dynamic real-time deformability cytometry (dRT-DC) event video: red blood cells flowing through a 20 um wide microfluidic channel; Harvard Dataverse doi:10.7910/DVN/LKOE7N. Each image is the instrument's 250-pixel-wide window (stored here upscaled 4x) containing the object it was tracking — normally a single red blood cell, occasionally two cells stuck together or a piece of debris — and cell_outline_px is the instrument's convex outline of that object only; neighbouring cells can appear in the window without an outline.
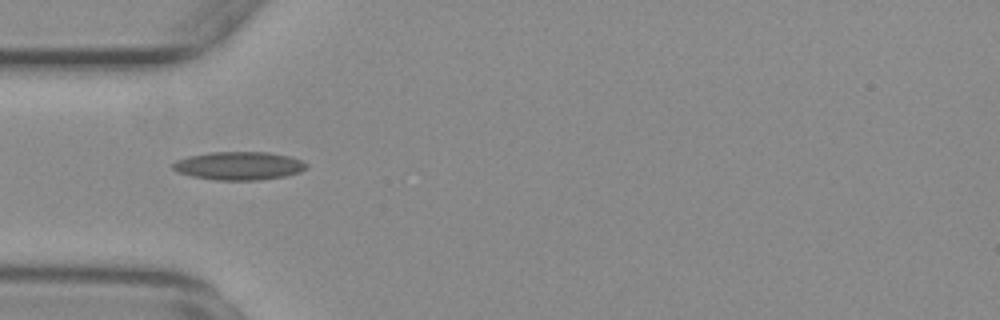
{"species": "common noctule bat (a hibernating species)", "species_latin": "Nyctalus noctula", "temperature_condition": "warm", "stored_images_in_passage": 31, "camera_frame_rate_fps": 3000, "um_per_image_px": 0.085, "animal": {"sex": "female", "body_mass_g": 29.2, "forearm_length_mm": 56.3}, "frame": {"image": 1, "passage_image": 1, "time_ms": 0.0, "image_size_px": [1000, 320], "cell_outline_px": [[296, 168], [288, 172], [268, 176], [208, 176], [196, 172], [208, 156], [272, 156]], "centroid_in_image_um": [20.69, 14.13], "position_along_channel_um": 64.3, "area_um2": 11.91}}
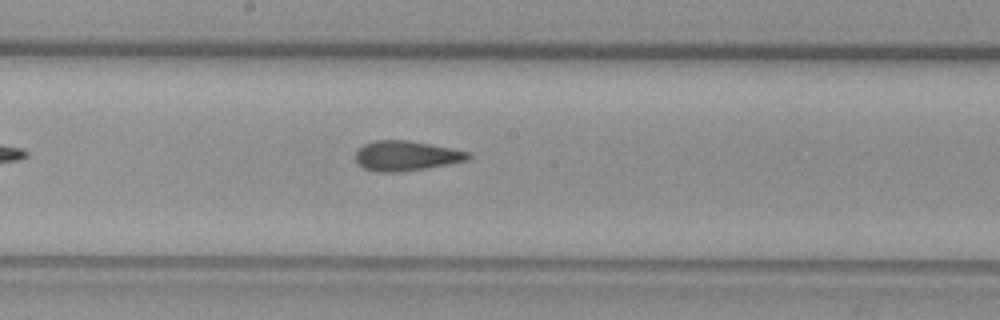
{"frame": {"image": 2, "passage_image": 13, "time_ms": 4.0, "image_size_px": [1000, 320], "cell_outline_px": [[464, 156], [452, 160], [432, 164], [400, 168], [372, 168], [364, 164], [360, 160], [360, 152], [364, 148], [376, 144], [412, 144], [460, 152]], "centroid_in_image_um": [34.39, 13.24], "position_along_channel_um": 213.8, "area_um2": 13.53}}
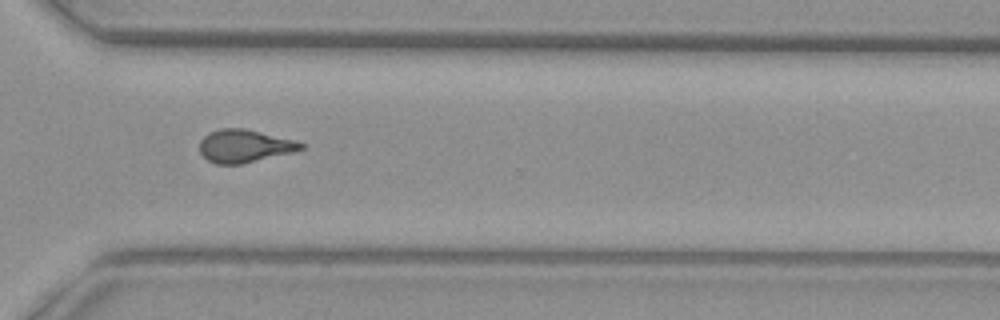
{"frame": {"image": 3, "passage_image": 24, "time_ms": 7.667, "image_size_px": [1000, 320], "cell_outline_px": [[300, 148], [248, 160], [212, 160], [204, 152], [204, 140], [208, 136], [216, 132], [252, 132], [300, 144]], "centroid_in_image_um": [20.76, 12.4], "position_along_channel_um": 349.8, "area_um2": 14.57}, "authors_computed_cell_mechanics": {"area_um2": 14.3922, "velocity_mm_per_s": 3.7196, "shape_relaxation_time_tau1_ms": null, "shape_relaxation_time_tau2_ms": 4.6801, "deformation_change_tau1": null, "deformation_change_tau2": 0.1456}}